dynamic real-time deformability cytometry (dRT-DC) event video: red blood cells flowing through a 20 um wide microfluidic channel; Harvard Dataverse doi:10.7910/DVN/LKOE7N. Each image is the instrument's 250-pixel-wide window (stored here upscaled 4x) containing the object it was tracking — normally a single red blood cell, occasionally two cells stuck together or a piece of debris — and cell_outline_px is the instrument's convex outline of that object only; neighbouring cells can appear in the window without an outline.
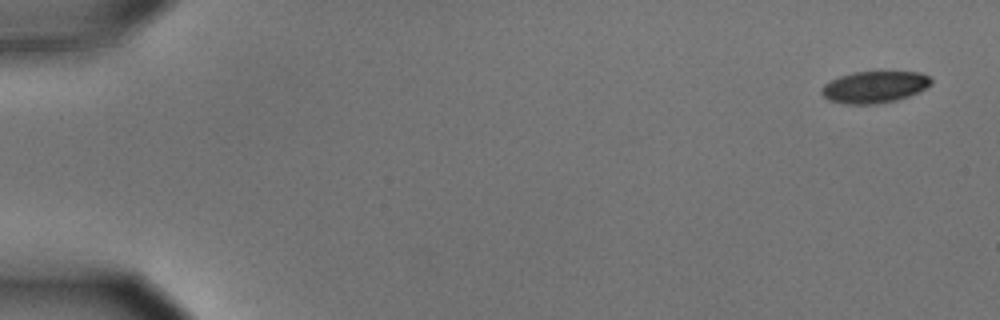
{"species": "common noctule bat (a hibernating species)", "species_latin": "Nyctalus noctula", "temperature_condition": "cold", "stored_images_in_passage": 15, "camera_frame_rate_fps": 3000, "um_per_image_px": 0.085, "animal": {"sex": "male", "body_mass_g": 15.6}, "frame": {"image": 1, "passage_image": 1, "time_ms": 0.0, "image_size_px": [1000, 320], "cell_outline_px": [[932, 84], [908, 96], [896, 100], [876, 104], [848, 104], [828, 100], [820, 92], [824, 84], [840, 76], [856, 72], [920, 72], [928, 76], [932, 80]], "centroid_in_image_um": [74.32, 7.4], "position_along_channel_um": 10.7, "area_um2": 20.0}}
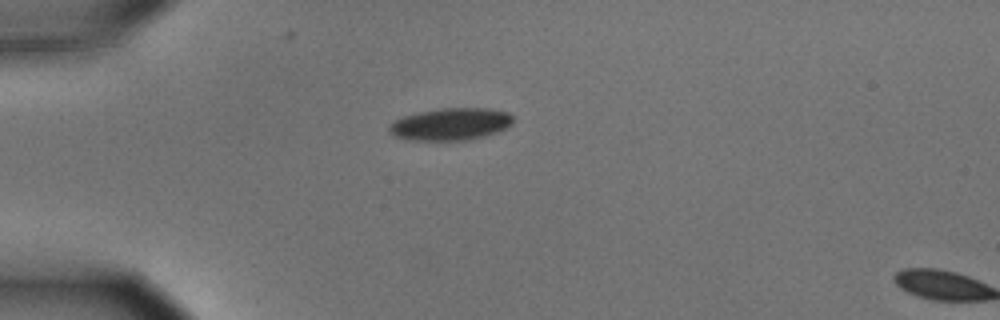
{"frame": {"image": 2, "passage_image": 14, "time_ms": 4.333, "image_size_px": [1000, 320], "cell_outline_px": [[512, 124], [508, 128], [484, 136], [468, 140], [408, 140], [392, 136], [388, 132], [388, 124], [404, 116], [420, 112], [444, 108], [488, 108], [508, 112], [512, 116]], "centroid_in_image_um": [38.29, 10.56], "position_along_channel_um": 46.7, "area_um2": 23.35}}